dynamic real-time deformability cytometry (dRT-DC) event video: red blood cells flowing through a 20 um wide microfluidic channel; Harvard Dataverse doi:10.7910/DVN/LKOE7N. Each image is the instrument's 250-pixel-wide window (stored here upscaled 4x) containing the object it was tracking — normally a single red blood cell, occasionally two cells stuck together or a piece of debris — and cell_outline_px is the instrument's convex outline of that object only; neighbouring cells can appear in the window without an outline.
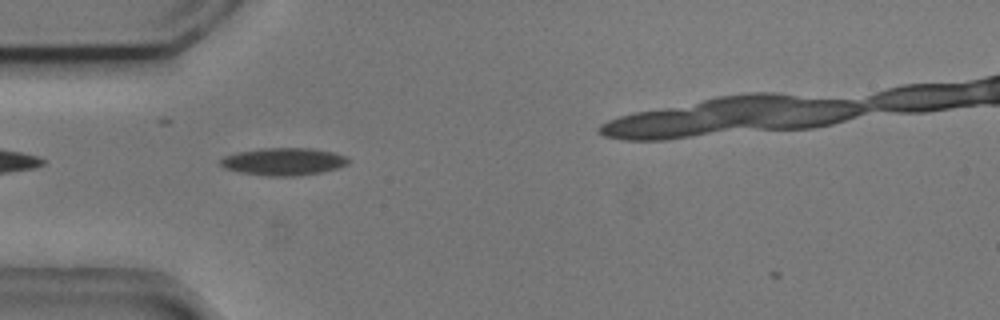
{"species": "common noctule bat (a hibernating species)", "species_latin": "Nyctalus noctula", "temperature_condition": "cold", "stored_images_in_passage": 4, "camera_frame_rate_fps": 3000, "um_per_image_px": 0.085, "animal": {"sex": "male", "body_mass_g": 20.5, "forearm_length_mm": 52.5}, "frame": {"image": 1, "passage_image": 1, "time_ms": 0.0, "image_size_px": [1000, 320], "cell_outline_px": [[352, 160], [348, 164], [340, 168], [320, 172], [296, 176], [268, 176], [240, 172], [224, 168], [220, 164], [220, 160], [224, 156], [240, 152], [260, 148], [312, 148], [332, 152], [348, 156]], "centroid_in_image_um": [24.16, 13.73], "position_along_channel_um": 60.8, "area_um2": 20.58}}
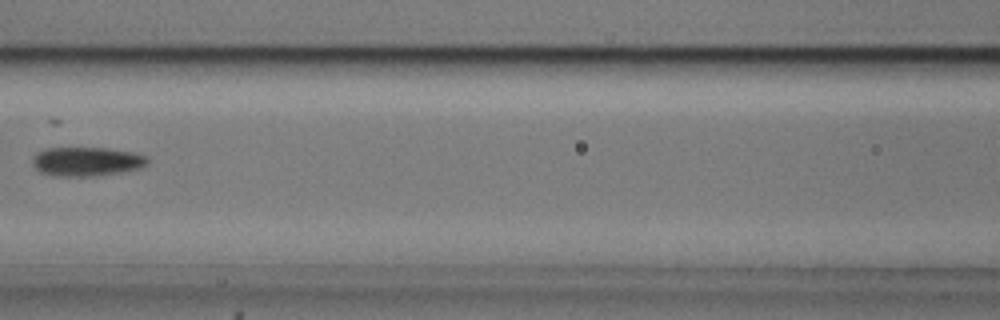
{"frame": {"image": 2, "passage_image": 3, "time_ms": 0.667, "image_size_px": [1000, 320], "cell_outline_px": [[148, 164], [140, 168], [120, 172], [92, 176], [56, 176], [40, 172], [32, 164], [32, 156], [36, 152], [44, 148], [104, 148], [136, 152], [148, 156]], "centroid_in_image_um": [7.36, 13.72], "position_along_channel_um": 159.2, "area_um2": 19.65}}